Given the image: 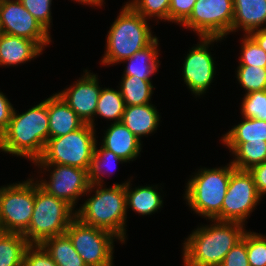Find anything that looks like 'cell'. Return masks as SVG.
I'll return each mask as SVG.
<instances>
[{
  "label": "cell",
  "instance_id": "1",
  "mask_svg": "<svg viewBox=\"0 0 266 266\" xmlns=\"http://www.w3.org/2000/svg\"><path fill=\"white\" fill-rule=\"evenodd\" d=\"M49 139L47 99L19 114L14 108L8 127L0 136V152L38 160Z\"/></svg>",
  "mask_w": 266,
  "mask_h": 266
},
{
  "label": "cell",
  "instance_id": "2",
  "mask_svg": "<svg viewBox=\"0 0 266 266\" xmlns=\"http://www.w3.org/2000/svg\"><path fill=\"white\" fill-rule=\"evenodd\" d=\"M210 223L198 226L184 240L181 249L184 266H220L246 231L245 225L238 222L210 220Z\"/></svg>",
  "mask_w": 266,
  "mask_h": 266
},
{
  "label": "cell",
  "instance_id": "3",
  "mask_svg": "<svg viewBox=\"0 0 266 266\" xmlns=\"http://www.w3.org/2000/svg\"><path fill=\"white\" fill-rule=\"evenodd\" d=\"M124 183H114L111 187H105L103 184H91L85 200L79 208L76 209V217L89 226L101 228L113 233L119 238V243L125 244L126 235V187ZM104 187V188H103ZM96 189V190H95Z\"/></svg>",
  "mask_w": 266,
  "mask_h": 266
},
{
  "label": "cell",
  "instance_id": "4",
  "mask_svg": "<svg viewBox=\"0 0 266 266\" xmlns=\"http://www.w3.org/2000/svg\"><path fill=\"white\" fill-rule=\"evenodd\" d=\"M120 10L106 37V50L101 60L105 66L123 62L157 38L153 36L148 20L127 2Z\"/></svg>",
  "mask_w": 266,
  "mask_h": 266
},
{
  "label": "cell",
  "instance_id": "5",
  "mask_svg": "<svg viewBox=\"0 0 266 266\" xmlns=\"http://www.w3.org/2000/svg\"><path fill=\"white\" fill-rule=\"evenodd\" d=\"M234 169L229 162L220 168L201 167L190 176L183 199L193 213L206 220L222 221V204Z\"/></svg>",
  "mask_w": 266,
  "mask_h": 266
},
{
  "label": "cell",
  "instance_id": "6",
  "mask_svg": "<svg viewBox=\"0 0 266 266\" xmlns=\"http://www.w3.org/2000/svg\"><path fill=\"white\" fill-rule=\"evenodd\" d=\"M76 218V210L67 202L46 193L34 179V209L28 229L22 234L29 244L64 234Z\"/></svg>",
  "mask_w": 266,
  "mask_h": 266
},
{
  "label": "cell",
  "instance_id": "7",
  "mask_svg": "<svg viewBox=\"0 0 266 266\" xmlns=\"http://www.w3.org/2000/svg\"><path fill=\"white\" fill-rule=\"evenodd\" d=\"M90 124L66 135L49 138L42 156L34 164H59L90 169L98 138Z\"/></svg>",
  "mask_w": 266,
  "mask_h": 266
},
{
  "label": "cell",
  "instance_id": "8",
  "mask_svg": "<svg viewBox=\"0 0 266 266\" xmlns=\"http://www.w3.org/2000/svg\"><path fill=\"white\" fill-rule=\"evenodd\" d=\"M34 209V178L0 187V231L23 234Z\"/></svg>",
  "mask_w": 266,
  "mask_h": 266
},
{
  "label": "cell",
  "instance_id": "9",
  "mask_svg": "<svg viewBox=\"0 0 266 266\" xmlns=\"http://www.w3.org/2000/svg\"><path fill=\"white\" fill-rule=\"evenodd\" d=\"M65 233L87 266H113L114 241L119 240L113 233L84 224L77 217Z\"/></svg>",
  "mask_w": 266,
  "mask_h": 266
},
{
  "label": "cell",
  "instance_id": "10",
  "mask_svg": "<svg viewBox=\"0 0 266 266\" xmlns=\"http://www.w3.org/2000/svg\"><path fill=\"white\" fill-rule=\"evenodd\" d=\"M234 16L233 0H197L189 17L181 24L199 37L227 38Z\"/></svg>",
  "mask_w": 266,
  "mask_h": 266
},
{
  "label": "cell",
  "instance_id": "11",
  "mask_svg": "<svg viewBox=\"0 0 266 266\" xmlns=\"http://www.w3.org/2000/svg\"><path fill=\"white\" fill-rule=\"evenodd\" d=\"M43 172H50V179L35 180L46 193L69 203L75 208L78 200L87 195L91 185L88 170L59 164H34ZM52 168V169H51ZM43 170V172H42Z\"/></svg>",
  "mask_w": 266,
  "mask_h": 266
},
{
  "label": "cell",
  "instance_id": "12",
  "mask_svg": "<svg viewBox=\"0 0 266 266\" xmlns=\"http://www.w3.org/2000/svg\"><path fill=\"white\" fill-rule=\"evenodd\" d=\"M261 200L252 174L248 170L235 168L222 204V221L245 225L246 219Z\"/></svg>",
  "mask_w": 266,
  "mask_h": 266
},
{
  "label": "cell",
  "instance_id": "13",
  "mask_svg": "<svg viewBox=\"0 0 266 266\" xmlns=\"http://www.w3.org/2000/svg\"><path fill=\"white\" fill-rule=\"evenodd\" d=\"M219 37H199L196 46L189 49V53L184 57L182 66V76L184 84L192 94L197 97L206 93L213 83L216 75V67L213 55L209 47L213 43L222 41Z\"/></svg>",
  "mask_w": 266,
  "mask_h": 266
},
{
  "label": "cell",
  "instance_id": "14",
  "mask_svg": "<svg viewBox=\"0 0 266 266\" xmlns=\"http://www.w3.org/2000/svg\"><path fill=\"white\" fill-rule=\"evenodd\" d=\"M0 24L4 34L35 41L43 50L52 42L49 32L19 0H0Z\"/></svg>",
  "mask_w": 266,
  "mask_h": 266
},
{
  "label": "cell",
  "instance_id": "15",
  "mask_svg": "<svg viewBox=\"0 0 266 266\" xmlns=\"http://www.w3.org/2000/svg\"><path fill=\"white\" fill-rule=\"evenodd\" d=\"M83 72L81 78L79 77L71 86L58 92V94L85 124H90L95 128L96 106L102 87L99 85L96 74L86 69Z\"/></svg>",
  "mask_w": 266,
  "mask_h": 266
},
{
  "label": "cell",
  "instance_id": "16",
  "mask_svg": "<svg viewBox=\"0 0 266 266\" xmlns=\"http://www.w3.org/2000/svg\"><path fill=\"white\" fill-rule=\"evenodd\" d=\"M101 145L126 162L137 159L141 154L142 141L135 136L122 122L107 127Z\"/></svg>",
  "mask_w": 266,
  "mask_h": 266
},
{
  "label": "cell",
  "instance_id": "17",
  "mask_svg": "<svg viewBox=\"0 0 266 266\" xmlns=\"http://www.w3.org/2000/svg\"><path fill=\"white\" fill-rule=\"evenodd\" d=\"M49 138H57L81 128L85 123L64 99L55 93L47 98Z\"/></svg>",
  "mask_w": 266,
  "mask_h": 266
},
{
  "label": "cell",
  "instance_id": "18",
  "mask_svg": "<svg viewBox=\"0 0 266 266\" xmlns=\"http://www.w3.org/2000/svg\"><path fill=\"white\" fill-rule=\"evenodd\" d=\"M43 49L30 39L2 34L0 36V66L6 68L28 63L43 54Z\"/></svg>",
  "mask_w": 266,
  "mask_h": 266
},
{
  "label": "cell",
  "instance_id": "19",
  "mask_svg": "<svg viewBox=\"0 0 266 266\" xmlns=\"http://www.w3.org/2000/svg\"><path fill=\"white\" fill-rule=\"evenodd\" d=\"M233 7L232 33L242 29L248 35L266 27V0H233Z\"/></svg>",
  "mask_w": 266,
  "mask_h": 266
},
{
  "label": "cell",
  "instance_id": "20",
  "mask_svg": "<svg viewBox=\"0 0 266 266\" xmlns=\"http://www.w3.org/2000/svg\"><path fill=\"white\" fill-rule=\"evenodd\" d=\"M159 110L152 103L125 106L121 122L140 140L152 134L160 124Z\"/></svg>",
  "mask_w": 266,
  "mask_h": 266
},
{
  "label": "cell",
  "instance_id": "21",
  "mask_svg": "<svg viewBox=\"0 0 266 266\" xmlns=\"http://www.w3.org/2000/svg\"><path fill=\"white\" fill-rule=\"evenodd\" d=\"M131 181L126 184V209H132V211L139 215H152L161 207H163V199L161 193L158 192V184L153 186H138L131 188Z\"/></svg>",
  "mask_w": 266,
  "mask_h": 266
},
{
  "label": "cell",
  "instance_id": "22",
  "mask_svg": "<svg viewBox=\"0 0 266 266\" xmlns=\"http://www.w3.org/2000/svg\"><path fill=\"white\" fill-rule=\"evenodd\" d=\"M158 37L147 47L137 51L121 63H126L122 76H137L142 80H151L160 66Z\"/></svg>",
  "mask_w": 266,
  "mask_h": 266
},
{
  "label": "cell",
  "instance_id": "23",
  "mask_svg": "<svg viewBox=\"0 0 266 266\" xmlns=\"http://www.w3.org/2000/svg\"><path fill=\"white\" fill-rule=\"evenodd\" d=\"M222 144L234 155L230 162L236 169L249 170L266 162V141Z\"/></svg>",
  "mask_w": 266,
  "mask_h": 266
},
{
  "label": "cell",
  "instance_id": "24",
  "mask_svg": "<svg viewBox=\"0 0 266 266\" xmlns=\"http://www.w3.org/2000/svg\"><path fill=\"white\" fill-rule=\"evenodd\" d=\"M40 245L51 256L57 266H87L66 233L50 237Z\"/></svg>",
  "mask_w": 266,
  "mask_h": 266
},
{
  "label": "cell",
  "instance_id": "25",
  "mask_svg": "<svg viewBox=\"0 0 266 266\" xmlns=\"http://www.w3.org/2000/svg\"><path fill=\"white\" fill-rule=\"evenodd\" d=\"M241 123L235 125L222 135L221 143H243L266 141V121L243 117Z\"/></svg>",
  "mask_w": 266,
  "mask_h": 266
},
{
  "label": "cell",
  "instance_id": "26",
  "mask_svg": "<svg viewBox=\"0 0 266 266\" xmlns=\"http://www.w3.org/2000/svg\"><path fill=\"white\" fill-rule=\"evenodd\" d=\"M120 87L125 106L144 105L151 102L154 86L151 80H142L137 76H123Z\"/></svg>",
  "mask_w": 266,
  "mask_h": 266
},
{
  "label": "cell",
  "instance_id": "27",
  "mask_svg": "<svg viewBox=\"0 0 266 266\" xmlns=\"http://www.w3.org/2000/svg\"><path fill=\"white\" fill-rule=\"evenodd\" d=\"M29 245L20 233L0 231V266H22Z\"/></svg>",
  "mask_w": 266,
  "mask_h": 266
},
{
  "label": "cell",
  "instance_id": "28",
  "mask_svg": "<svg viewBox=\"0 0 266 266\" xmlns=\"http://www.w3.org/2000/svg\"><path fill=\"white\" fill-rule=\"evenodd\" d=\"M125 109L124 99L119 89L101 88L97 101L95 118L101 116L113 123L121 122Z\"/></svg>",
  "mask_w": 266,
  "mask_h": 266
},
{
  "label": "cell",
  "instance_id": "29",
  "mask_svg": "<svg viewBox=\"0 0 266 266\" xmlns=\"http://www.w3.org/2000/svg\"><path fill=\"white\" fill-rule=\"evenodd\" d=\"M97 143L95 145L93 158L91 161V166L89 169V180L91 184H105L104 175L112 169L111 164L125 163L123 159L119 158L112 151L105 149L102 145L100 149L97 148ZM108 171V172H107ZM112 173L111 170L109 174Z\"/></svg>",
  "mask_w": 266,
  "mask_h": 266
},
{
  "label": "cell",
  "instance_id": "30",
  "mask_svg": "<svg viewBox=\"0 0 266 266\" xmlns=\"http://www.w3.org/2000/svg\"><path fill=\"white\" fill-rule=\"evenodd\" d=\"M236 72L237 81L246 94L266 90V68L238 65Z\"/></svg>",
  "mask_w": 266,
  "mask_h": 266
},
{
  "label": "cell",
  "instance_id": "31",
  "mask_svg": "<svg viewBox=\"0 0 266 266\" xmlns=\"http://www.w3.org/2000/svg\"><path fill=\"white\" fill-rule=\"evenodd\" d=\"M171 0H130L127 2L136 12L145 19L156 18L169 22V7Z\"/></svg>",
  "mask_w": 266,
  "mask_h": 266
},
{
  "label": "cell",
  "instance_id": "32",
  "mask_svg": "<svg viewBox=\"0 0 266 266\" xmlns=\"http://www.w3.org/2000/svg\"><path fill=\"white\" fill-rule=\"evenodd\" d=\"M240 46L239 65L266 68V52L249 35H243Z\"/></svg>",
  "mask_w": 266,
  "mask_h": 266
},
{
  "label": "cell",
  "instance_id": "33",
  "mask_svg": "<svg viewBox=\"0 0 266 266\" xmlns=\"http://www.w3.org/2000/svg\"><path fill=\"white\" fill-rule=\"evenodd\" d=\"M242 99V117L266 121V90L247 93Z\"/></svg>",
  "mask_w": 266,
  "mask_h": 266
},
{
  "label": "cell",
  "instance_id": "34",
  "mask_svg": "<svg viewBox=\"0 0 266 266\" xmlns=\"http://www.w3.org/2000/svg\"><path fill=\"white\" fill-rule=\"evenodd\" d=\"M247 257L249 266H266V235L247 231Z\"/></svg>",
  "mask_w": 266,
  "mask_h": 266
},
{
  "label": "cell",
  "instance_id": "35",
  "mask_svg": "<svg viewBox=\"0 0 266 266\" xmlns=\"http://www.w3.org/2000/svg\"><path fill=\"white\" fill-rule=\"evenodd\" d=\"M35 19L50 33L52 0H19Z\"/></svg>",
  "mask_w": 266,
  "mask_h": 266
},
{
  "label": "cell",
  "instance_id": "36",
  "mask_svg": "<svg viewBox=\"0 0 266 266\" xmlns=\"http://www.w3.org/2000/svg\"><path fill=\"white\" fill-rule=\"evenodd\" d=\"M22 266H57L40 244H30L24 253Z\"/></svg>",
  "mask_w": 266,
  "mask_h": 266
},
{
  "label": "cell",
  "instance_id": "37",
  "mask_svg": "<svg viewBox=\"0 0 266 266\" xmlns=\"http://www.w3.org/2000/svg\"><path fill=\"white\" fill-rule=\"evenodd\" d=\"M220 266H249L247 257V230L242 239L226 254Z\"/></svg>",
  "mask_w": 266,
  "mask_h": 266
},
{
  "label": "cell",
  "instance_id": "38",
  "mask_svg": "<svg viewBox=\"0 0 266 266\" xmlns=\"http://www.w3.org/2000/svg\"><path fill=\"white\" fill-rule=\"evenodd\" d=\"M197 0H171L169 22L181 24L189 17Z\"/></svg>",
  "mask_w": 266,
  "mask_h": 266
},
{
  "label": "cell",
  "instance_id": "39",
  "mask_svg": "<svg viewBox=\"0 0 266 266\" xmlns=\"http://www.w3.org/2000/svg\"><path fill=\"white\" fill-rule=\"evenodd\" d=\"M14 107L10 100L0 92V136L5 132L11 119Z\"/></svg>",
  "mask_w": 266,
  "mask_h": 266
},
{
  "label": "cell",
  "instance_id": "40",
  "mask_svg": "<svg viewBox=\"0 0 266 266\" xmlns=\"http://www.w3.org/2000/svg\"><path fill=\"white\" fill-rule=\"evenodd\" d=\"M248 171L253 176L260 197H264L266 194V162L253 166Z\"/></svg>",
  "mask_w": 266,
  "mask_h": 266
},
{
  "label": "cell",
  "instance_id": "41",
  "mask_svg": "<svg viewBox=\"0 0 266 266\" xmlns=\"http://www.w3.org/2000/svg\"><path fill=\"white\" fill-rule=\"evenodd\" d=\"M266 52V27L248 34Z\"/></svg>",
  "mask_w": 266,
  "mask_h": 266
},
{
  "label": "cell",
  "instance_id": "42",
  "mask_svg": "<svg viewBox=\"0 0 266 266\" xmlns=\"http://www.w3.org/2000/svg\"><path fill=\"white\" fill-rule=\"evenodd\" d=\"M74 1H76V3L78 2V3H82V5H91L92 7H102V5L104 4L103 2H104V0H74Z\"/></svg>",
  "mask_w": 266,
  "mask_h": 266
},
{
  "label": "cell",
  "instance_id": "43",
  "mask_svg": "<svg viewBox=\"0 0 266 266\" xmlns=\"http://www.w3.org/2000/svg\"><path fill=\"white\" fill-rule=\"evenodd\" d=\"M3 34L2 29H1V24H0V36Z\"/></svg>",
  "mask_w": 266,
  "mask_h": 266
}]
</instances>
